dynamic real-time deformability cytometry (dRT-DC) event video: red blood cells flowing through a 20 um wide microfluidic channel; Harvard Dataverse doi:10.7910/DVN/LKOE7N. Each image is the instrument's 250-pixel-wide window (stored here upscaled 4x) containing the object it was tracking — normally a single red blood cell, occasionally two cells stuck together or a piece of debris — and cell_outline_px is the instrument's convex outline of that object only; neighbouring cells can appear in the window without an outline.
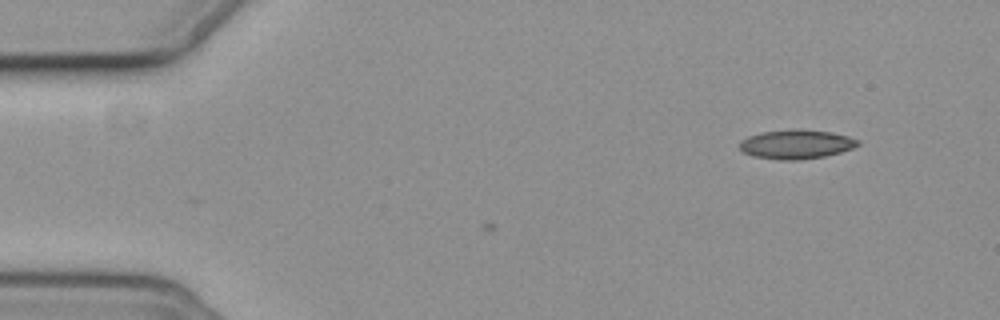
{"species": "common noctule bat (a hibernating species)", "species_latin": "Nyctalus noctula", "temperature_condition": "cold", "stored_images_in_passage": 2, "camera_frame_rate_fps": 3000, "um_per_image_px": 0.085, "animal": {"sex": "female", "body_mass_g": 19.3, "forearm_length_mm": 54.1}, "frame": {"image": 1, "passage_image": 2, "time_ms": 0.333, "image_size_px": [1000, 320], "cell_outline_px": [[860, 144], [852, 148], [840, 152], [824, 156], [800, 160], [780, 160], [752, 156], [744, 152], [740, 148], [740, 140], [748, 136], [760, 132], [792, 128], [800, 128], [832, 132], [848, 136], [860, 140]], "centroid_in_image_um": [67.67, 12.24], "position_along_channel_um": 17.3, "area_um2": 20.4}}